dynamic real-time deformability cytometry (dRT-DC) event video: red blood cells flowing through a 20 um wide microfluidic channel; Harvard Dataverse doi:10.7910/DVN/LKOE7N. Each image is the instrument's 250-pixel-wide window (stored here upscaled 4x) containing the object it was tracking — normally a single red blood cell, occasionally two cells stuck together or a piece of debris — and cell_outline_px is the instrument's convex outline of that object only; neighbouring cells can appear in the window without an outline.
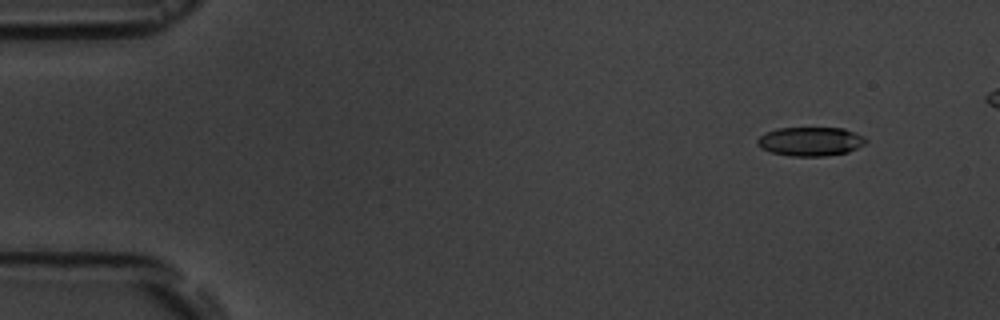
{"species": "common noctule bat (a hibernating species)", "species_latin": "Nyctalus noctula", "temperature_condition": "room temperature", "stored_images_in_passage": 8, "segment_of_instrument_passage": [1, 2], "camera_frame_rate_fps": 3000, "um_per_image_px": 0.085, "animal": {"sex": "male", "body_mass_g": 19.5, "forearm_length_mm": 54.6}, "frame": {"image": 1, "passage_image": 2, "time_ms": 1.333, "image_size_px": [1000, 320], "cell_outline_px": [[868, 140], [864, 144], [848, 152], [824, 156], [788, 156], [772, 152], [760, 148], [756, 144], [756, 140], [764, 132], [776, 128], [844, 128], [856, 132], [864, 136]], "centroid_in_image_um": [68.87, 12.01], "position_along_channel_um": 16.1, "area_um2": 18.5}}
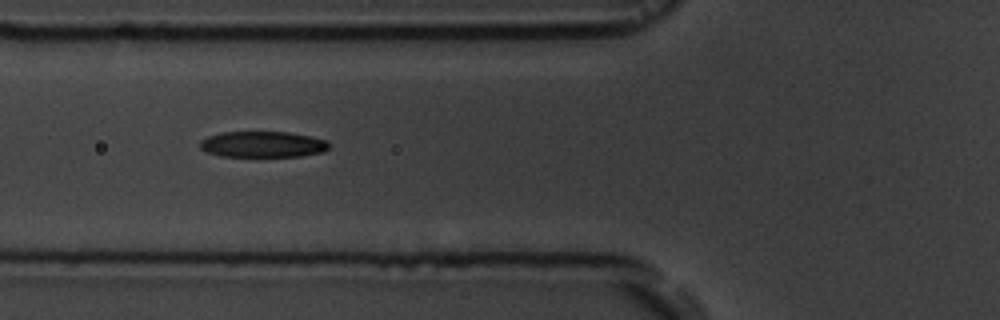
{"frame": {"image": 2, "passage_image": 6, "time_ms": 6.667, "image_size_px": [1000, 320], "cell_outline_px": [[328, 148], [324, 152], [300, 156], [220, 156], [208, 152], [200, 148], [200, 140], [208, 136], [224, 132], [288, 132], [312, 136], [328, 140]], "centroid_in_image_um": [22.36, 12.26], "position_along_channel_um": 103.4, "area_um2": 19.54}}
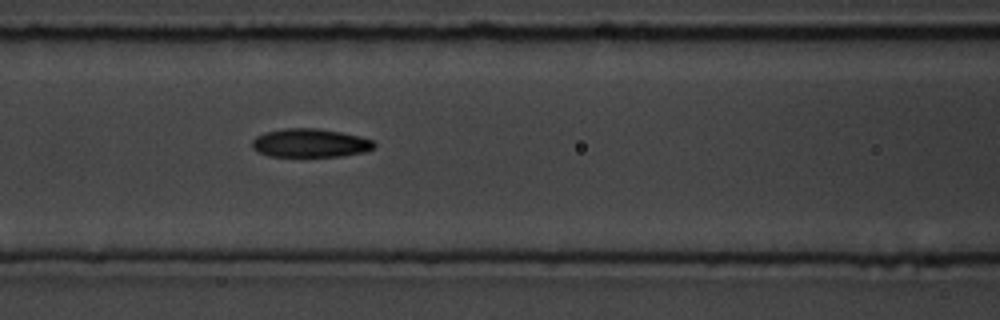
{"frame": {"image": 3, "passage_image": 7, "time_ms": 7.667, "image_size_px": [1000, 320], "cell_outline_px": [[376, 144], [368, 152], [340, 156], [268, 156], [252, 148], [252, 140], [256, 136], [264, 132], [284, 128], [316, 128], [340, 132], [372, 140]], "centroid_in_image_um": [26.34, 12.16], "position_along_channel_um": 140.3, "area_um2": 20.23}}